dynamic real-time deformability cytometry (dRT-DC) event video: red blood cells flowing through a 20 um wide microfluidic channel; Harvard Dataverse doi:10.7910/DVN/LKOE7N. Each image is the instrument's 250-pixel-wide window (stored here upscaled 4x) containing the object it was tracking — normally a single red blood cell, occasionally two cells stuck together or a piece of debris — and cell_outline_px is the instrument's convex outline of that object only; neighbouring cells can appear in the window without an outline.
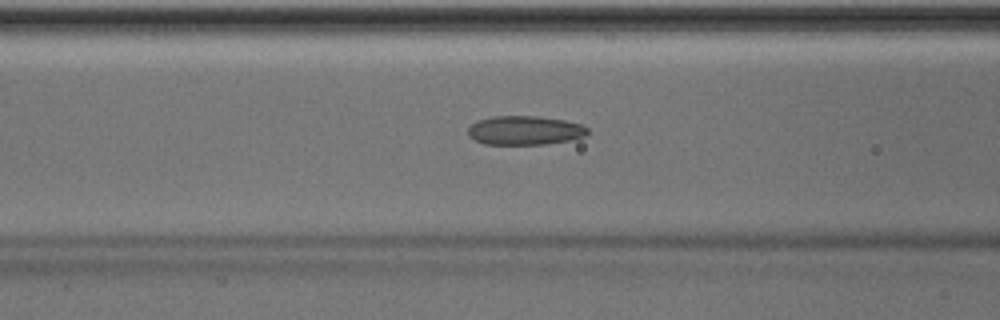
{"species": "Egyptian fruit bat (a non-hibernating species)", "species_latin": "Rousettus aegyptiacus", "temperature_condition": "room temperature", "stored_images_in_passage": 42, "camera_frame_rate_fps": 3000, "um_per_image_px": 0.085, "animal": {"sex": "male"}, "frame": {"image": 1, "passage_image": 14, "time_ms": 4.333, "image_size_px": [1000, 320], "cell_outline_px": [[588, 132], [584, 136], [568, 140], [544, 144], [484, 144], [468, 136], [468, 128], [472, 124], [480, 120], [492, 116], [536, 116], [564, 120], [580, 124], [588, 128]], "centroid_in_image_um": [44.59, 11.08], "position_along_channel_um": 122.0, "area_um2": 20.0}}
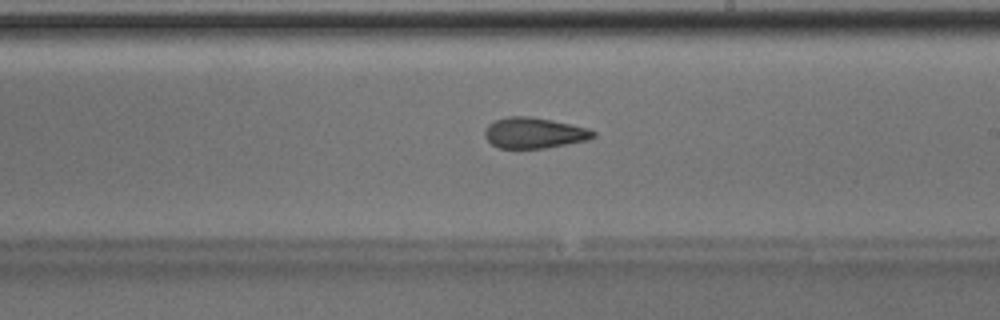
{"frame": {"image": 2, "passage_image": 23, "time_ms": 7.333, "image_size_px": [1000, 320], "cell_outline_px": [[596, 136], [588, 140], [544, 148], [500, 148], [492, 144], [484, 136], [484, 128], [488, 124], [496, 120], [508, 116], [532, 116], [552, 120], [588, 128], [596, 132]], "centroid_in_image_um": [45.39, 11.29], "position_along_channel_um": 243.6, "area_um2": 19.48}}
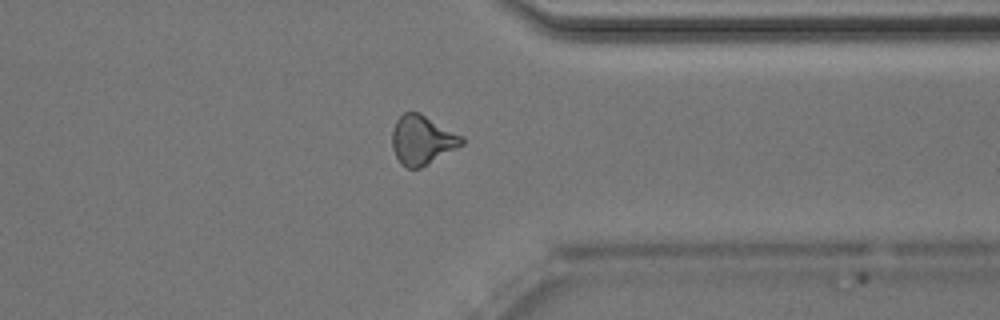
{"frame": {"image": 3, "passage_image": 33, "time_ms": 10.667, "image_size_px": [1000, 320], "cell_outline_px": [[464, 144], [420, 168], [408, 168], [400, 164], [392, 148], [392, 132], [396, 120], [404, 112], [420, 112], [464, 136]], "centroid_in_image_um": [35.89, 11.88], "position_along_channel_um": 375.5, "area_um2": 20.06}}